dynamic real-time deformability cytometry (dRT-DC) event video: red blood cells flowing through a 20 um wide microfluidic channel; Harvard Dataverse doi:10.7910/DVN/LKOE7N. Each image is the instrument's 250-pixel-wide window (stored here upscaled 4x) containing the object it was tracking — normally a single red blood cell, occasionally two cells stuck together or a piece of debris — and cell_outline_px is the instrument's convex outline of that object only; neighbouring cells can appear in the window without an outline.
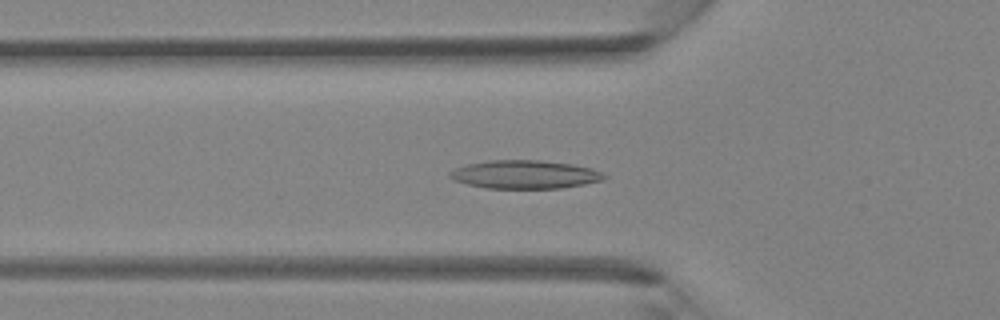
{"species": "Egyptian fruit bat (a non-hibernating species)", "species_latin": "Rousettus aegyptiacus", "temperature_condition": "room temperature", "stored_images_in_passage": 41, "camera_frame_rate_fps": 3000, "um_per_image_px": 0.085, "animal": {"sex": "female"}, "frame": {"image": 1, "passage_image": 14, "time_ms": 4.333, "image_size_px": [1000, 320], "cell_outline_px": [[608, 176], [604, 180], [584, 184], [560, 188], [484, 188], [468, 184], [456, 180], [448, 176], [448, 172], [456, 168], [468, 164], [488, 160], [540, 160], [572, 164], [592, 168]], "centroid_in_image_um": [44.63, 14.82], "position_along_channel_um": 81.2, "area_um2": 25.43}}
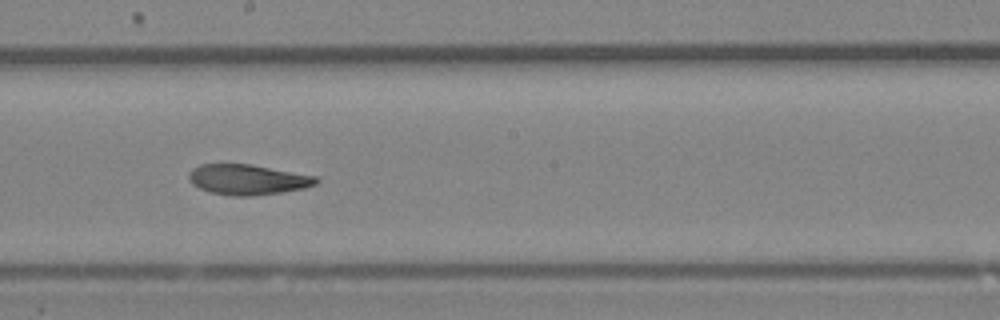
{"frame": {"image": 2, "passage_image": 23, "time_ms": 7.333, "image_size_px": [1000, 320], "cell_outline_px": [[320, 180], [316, 184], [304, 188], [280, 192], [252, 196], [232, 196], [212, 192], [200, 188], [192, 184], [188, 180], [188, 172], [192, 168], [200, 164], [252, 164], [316, 176]], "centroid_in_image_um": [21.03, 15.25], "position_along_channel_um": 227.2, "area_um2": 22.54}}
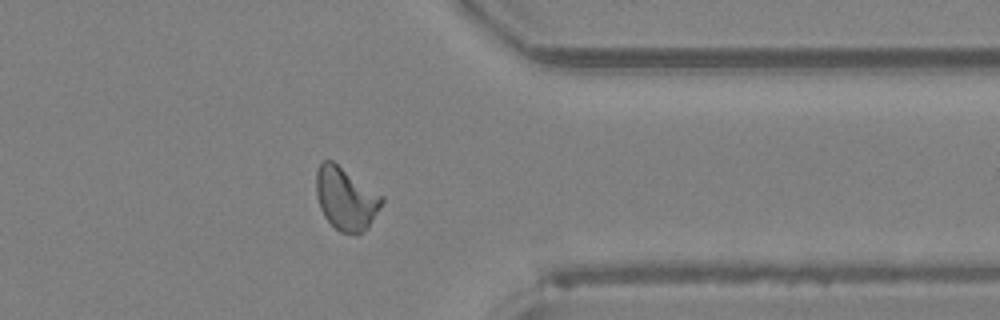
{"frame": {"image": 3, "passage_image": 33, "time_ms": 10.667, "image_size_px": [1000, 320], "cell_outline_px": [[384, 200], [368, 228], [356, 236], [340, 232], [324, 216], [320, 208], [316, 196], [316, 172], [320, 164], [324, 160], [332, 160], [384, 196]], "centroid_in_image_um": [29.4, 16.9], "position_along_channel_um": 382.0, "area_um2": 24.1}}